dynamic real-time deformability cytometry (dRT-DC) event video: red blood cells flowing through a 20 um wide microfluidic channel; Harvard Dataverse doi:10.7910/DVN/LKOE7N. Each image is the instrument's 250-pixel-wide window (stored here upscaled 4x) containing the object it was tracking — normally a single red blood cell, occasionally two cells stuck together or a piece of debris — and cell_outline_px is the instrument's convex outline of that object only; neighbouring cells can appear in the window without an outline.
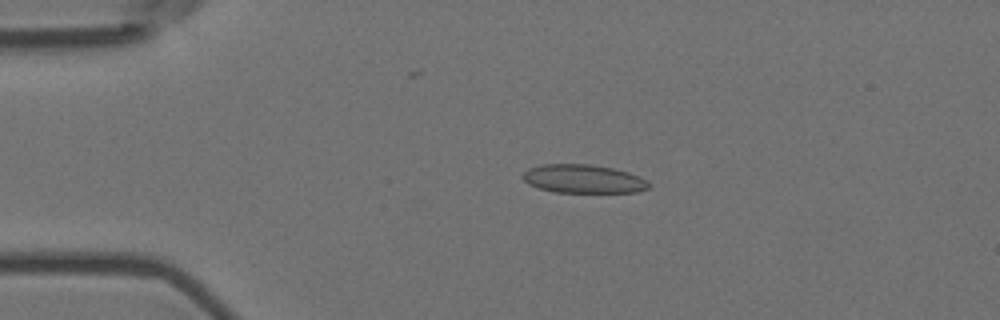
{"species": "Egyptian fruit bat (a non-hibernating species)", "species_latin": "Rousettus aegyptiacus", "temperature_condition": "room temperature", "stored_images_in_passage": 4, "camera_frame_rate_fps": 3000, "um_per_image_px": 0.085, "animal": {"sex": "female"}, "frame": {"image": 1, "passage_image": 3, "time_ms": 0.667, "image_size_px": [1000, 320], "cell_outline_px": [[652, 188], [636, 192], [556, 192], [540, 188], [528, 184], [520, 176], [528, 168], [540, 164], [592, 164], [612, 168], [628, 172], [640, 176], [648, 180], [652, 184]], "centroid_in_image_um": [49.62, 15.2], "position_along_channel_um": 35.4, "area_um2": 21.21}}